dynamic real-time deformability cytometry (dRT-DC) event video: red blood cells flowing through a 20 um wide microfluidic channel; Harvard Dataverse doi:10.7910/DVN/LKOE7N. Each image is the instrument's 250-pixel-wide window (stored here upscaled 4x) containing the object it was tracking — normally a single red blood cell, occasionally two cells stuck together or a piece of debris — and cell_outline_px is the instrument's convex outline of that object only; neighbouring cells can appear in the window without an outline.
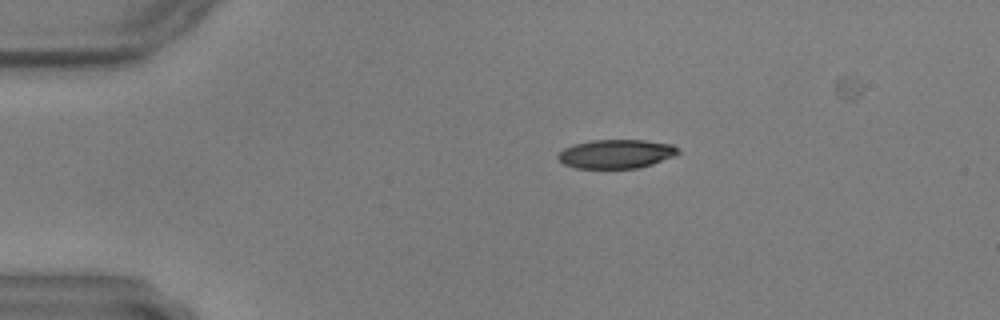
{"species": "common noctule bat (a hibernating species)", "species_latin": "Nyctalus noctula", "temperature_condition": "warm", "stored_images_in_passage": 11, "camera_frame_rate_fps": 3000, "um_per_image_px": 0.085, "animal": {"sex": "male", "body_mass_g": 17.9, "forearm_length_mm": 54.2}, "frame": {"image": 1, "passage_image": 2, "time_ms": 0.333, "image_size_px": [1000, 320], "cell_outline_px": [[680, 152], [676, 156], [652, 164], [636, 168], [576, 168], [564, 164], [556, 156], [564, 148], [576, 144], [592, 140], [644, 140], [672, 144], [680, 148]], "centroid_in_image_um": [52.42, 13.08], "position_along_channel_um": 32.6, "area_um2": 20.23}}
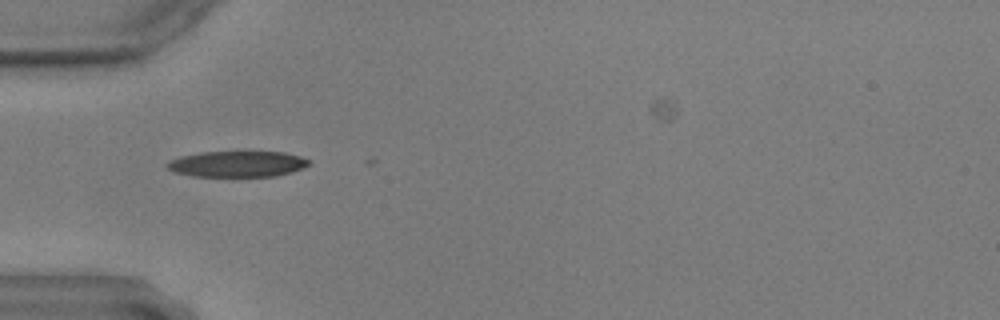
{"frame": {"image": 2, "passage_image": 9, "time_ms": 2.667, "image_size_px": [1000, 320], "cell_outline_px": [[308, 164], [304, 168], [292, 172], [276, 176], [232, 180], [192, 176], [176, 172], [168, 168], [164, 164], [180, 156], [200, 152], [284, 152], [300, 156], [308, 160]], "centroid_in_image_um": [20.15, 14.0], "position_along_channel_um": 64.8, "area_um2": 22.48}}